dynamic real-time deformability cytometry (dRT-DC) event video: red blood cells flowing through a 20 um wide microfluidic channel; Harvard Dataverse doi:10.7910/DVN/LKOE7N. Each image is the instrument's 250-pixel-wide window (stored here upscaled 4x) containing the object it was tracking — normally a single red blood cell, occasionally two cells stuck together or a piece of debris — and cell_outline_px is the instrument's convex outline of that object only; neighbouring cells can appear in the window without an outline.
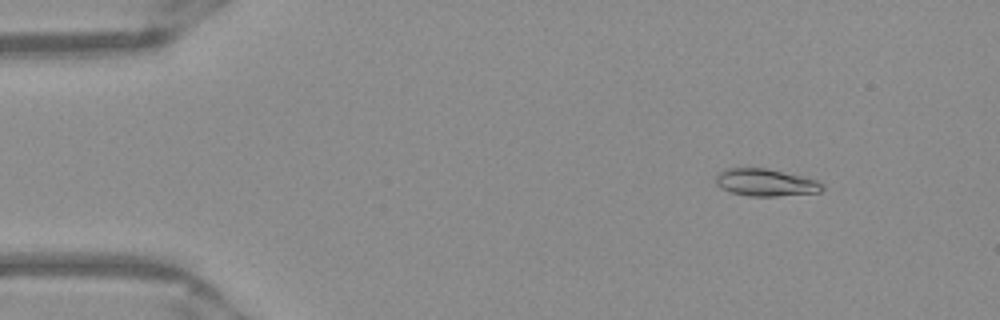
{"species": "Egyptian fruit bat (a non-hibernating species)", "species_latin": "Rousettus aegyptiacus", "temperature_condition": "warm", "stored_images_in_passage": 51, "camera_frame_rate_fps": 3000, "um_per_image_px": 0.085, "frame": {"image": 1, "passage_image": 6, "time_ms": 1.667, "image_size_px": [1000, 320], "cell_outline_px": [[824, 188], [820, 192], [776, 196], [748, 196], [732, 192], [716, 184], [716, 176], [720, 172], [728, 168], [768, 168], [804, 176], [816, 180], [824, 184]], "centroid_in_image_um": [65.13, 15.5], "position_along_channel_um": 19.9, "area_um2": 16.88}}
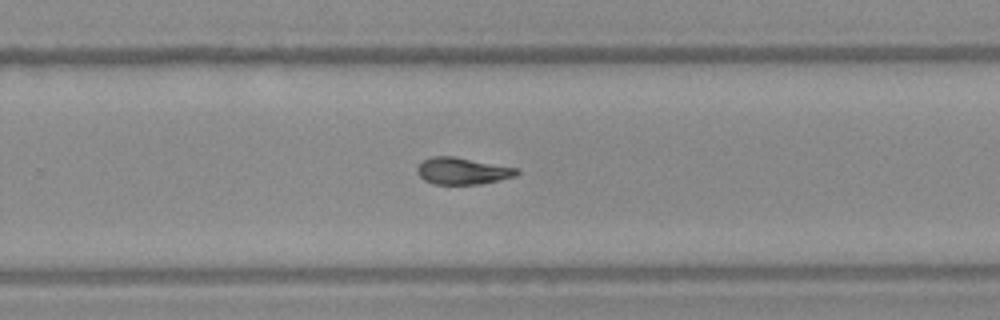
{"frame": {"image": 2, "passage_image": 33, "time_ms": 10.667, "image_size_px": [1000, 320], "cell_outline_px": [[520, 172], [516, 176], [500, 180], [480, 184], [432, 184], [424, 180], [416, 172], [416, 168], [424, 160], [432, 156], [452, 156], [516, 168]], "centroid_in_image_um": [39.29, 14.54], "position_along_channel_um": 290.5, "area_um2": 15.43}}
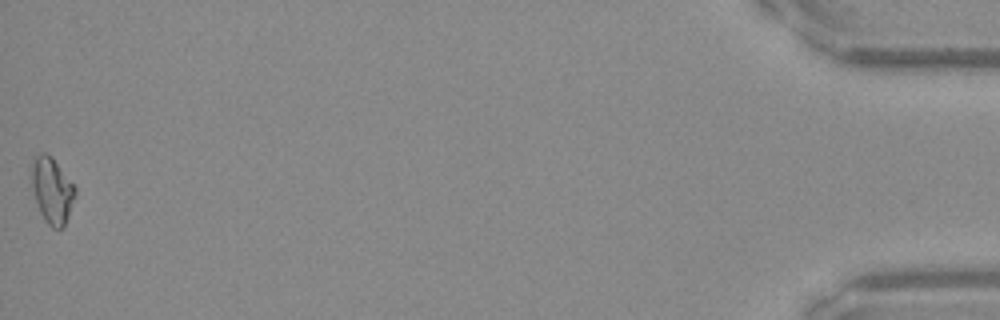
{"frame": {"image": 3, "passage_image": 51, "time_ms": 16.667, "image_size_px": [1000, 320], "cell_outline_px": [[76, 192], [68, 216], [64, 224], [60, 228], [52, 228], [44, 220], [40, 212], [36, 200], [32, 184], [32, 156], [44, 152], [52, 156], [76, 188]], "centroid_in_image_um": [4.41, 16.15], "position_along_channel_um": 430.8, "area_um2": 16.47}, "authors_computed_cell_mechanics": {"area_um2": 15.8372, "velocity_mm_per_s": 3.9758, "shape_relaxation_time_tau1_ms": 8.531, "shape_relaxation_time_tau2_ms": 4.8461, "deformation_change_tau1": 0.2287, "deformation_change_tau2": 0.1098}}